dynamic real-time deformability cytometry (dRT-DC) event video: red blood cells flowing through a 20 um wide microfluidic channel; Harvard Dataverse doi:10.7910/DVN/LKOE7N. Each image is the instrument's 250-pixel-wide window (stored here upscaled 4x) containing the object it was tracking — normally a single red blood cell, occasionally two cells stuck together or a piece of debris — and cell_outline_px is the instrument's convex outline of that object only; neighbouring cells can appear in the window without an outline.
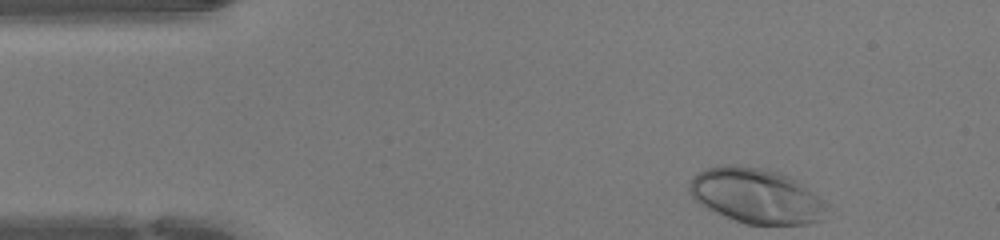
{"species": "human", "species_latin": "Homo sapiens", "temperature_condition": "warm", "stored_images_in_passage": 34, "camera_frame_rate_fps": 3000, "um_per_image_px": 0.085, "donor": {"sex": "female"}, "frame": {"image": 1, "passage_image": 1, "time_ms": 0.0, "image_size_px": [1000, 240], "cell_outline_px": [[832, 204], [824, 220], [808, 224], [744, 224], [704, 208], [688, 192], [688, 184], [692, 176], [708, 168], [724, 164], [736, 164], [760, 168], [780, 172], [796, 180]], "centroid_in_image_um": [64.33, 16.66], "position_along_channel_um": 20.7, "area_um2": 44.91}}
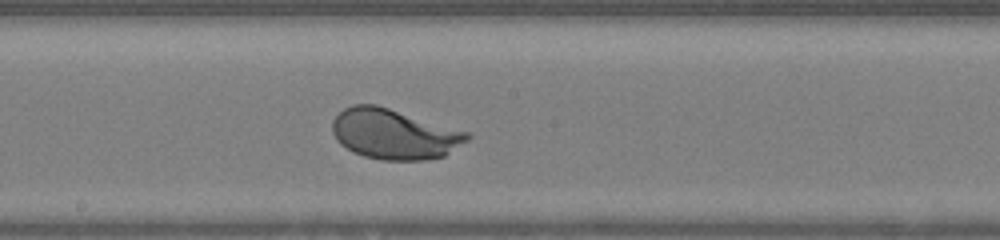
{"frame": {"image": 2, "passage_image": 20, "time_ms": 6.333, "image_size_px": [1000, 240], "cell_outline_px": [[472, 136], [468, 140], [444, 156], [424, 160], [380, 160], [364, 156], [352, 152], [340, 144], [336, 140], [332, 132], [332, 120], [344, 108], [352, 104], [376, 104], [472, 132]], "centroid_in_image_um": [33.52, 11.39], "position_along_channel_um": 214.7, "area_um2": 39.94}}
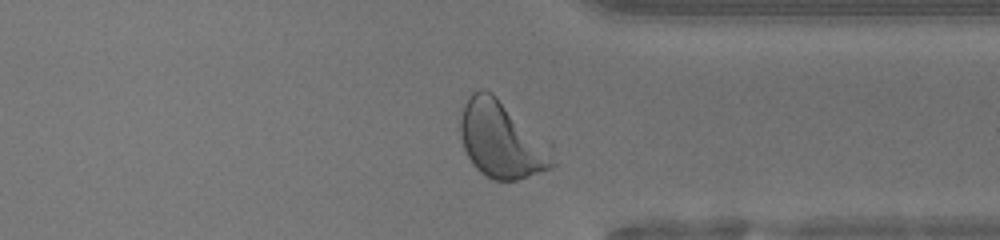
{"frame": {"image": 3, "passage_image": 31, "time_ms": 10.0, "image_size_px": [1000, 240], "cell_outline_px": [[556, 164], [552, 168], [516, 180], [492, 180], [484, 176], [472, 164], [464, 148], [460, 136], [460, 120], [464, 104], [472, 92], [480, 88], [484, 88], [492, 92], [552, 140], [556, 160]], "centroid_in_image_um": [42.73, 11.85], "position_along_channel_um": 368.7, "area_um2": 42.95}, "authors_computed_cell_mechanics": {"area_um2": 39.7953, "velocity_mm_per_s": 4.2695, "shape_relaxation_time_tau1_ms": 1.9818, "shape_relaxation_time_tau2_ms": null, "deformation_change_tau1": 0.1489, "deformation_change_tau2": null}}